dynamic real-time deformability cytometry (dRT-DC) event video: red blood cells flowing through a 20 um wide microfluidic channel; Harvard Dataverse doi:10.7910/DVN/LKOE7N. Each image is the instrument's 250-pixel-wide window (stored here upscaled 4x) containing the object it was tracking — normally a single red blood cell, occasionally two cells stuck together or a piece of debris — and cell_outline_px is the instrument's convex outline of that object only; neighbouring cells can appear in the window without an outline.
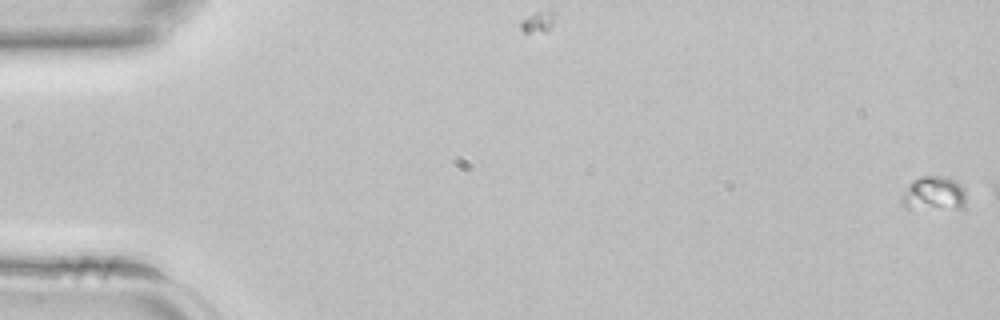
{"species": "common noctule bat (a hibernating species)", "species_latin": "Nyctalus noctula", "temperature_condition": "room temperature", "stored_images_in_passage": 3, "camera_frame_rate_fps": 3000, "um_per_image_px": 0.085, "animal": {"sex": "female", "body_mass_g": 22.7, "forearm_length_mm": 54.2}, "frame": {"image": 1, "passage_image": 1, "time_ms": 0.0, "image_size_px": [1000, 320], "cell_outline_px": [[964, 208], [904, 208], [900, 204], [900, 196], [908, 184], [912, 180], [920, 176], [944, 176], [960, 184], [964, 188]], "centroid_in_image_um": [79.3, 16.45], "position_along_channel_um": 5.7, "area_um2": 12.89}}